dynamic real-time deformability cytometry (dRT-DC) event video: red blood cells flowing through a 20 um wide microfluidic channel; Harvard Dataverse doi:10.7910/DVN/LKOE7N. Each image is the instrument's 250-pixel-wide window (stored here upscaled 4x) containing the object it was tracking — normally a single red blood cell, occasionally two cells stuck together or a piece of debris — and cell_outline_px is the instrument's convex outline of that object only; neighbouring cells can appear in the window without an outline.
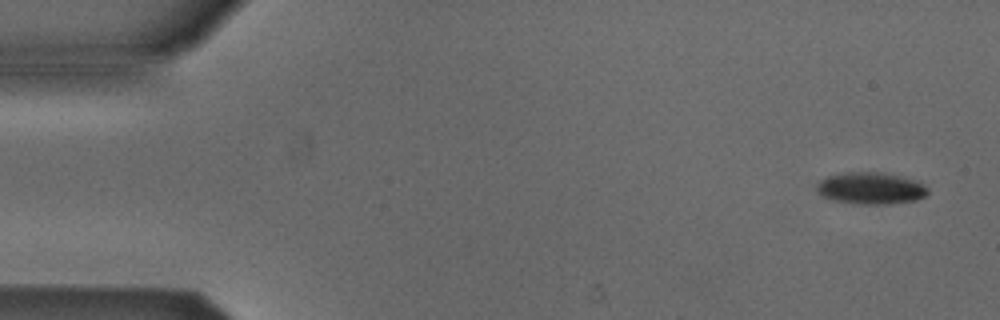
{"species": "Egyptian fruit bat (a non-hibernating species)", "species_latin": "Rousettus aegyptiacus", "temperature_condition": "cold", "stored_images_in_passage": 4, "camera_frame_rate_fps": 3000, "um_per_image_px": 0.085, "animal": {"sex": "male"}, "frame": {"image": 1, "passage_image": 1, "time_ms": 0.0, "image_size_px": [1000, 320], "cell_outline_px": [[928, 192], [924, 196], [916, 200], [888, 204], [856, 204], [836, 200], [824, 196], [816, 188], [820, 180], [828, 176], [848, 172], [884, 172], [900, 176], [912, 180], [928, 188]], "centroid_in_image_um": [74.02, 16.0], "position_along_channel_um": 11.0, "area_um2": 20.23}}
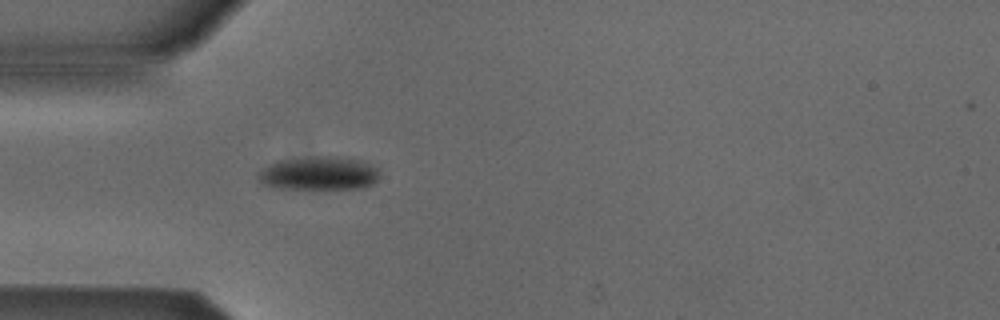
{"frame": {"image": 2, "passage_image": 4, "time_ms": 4.333, "image_size_px": [1000, 320], "cell_outline_px": [[380, 176], [372, 184], [364, 188], [280, 188], [260, 184], [256, 180], [256, 176], [260, 168], [276, 160], [320, 156], [336, 156], [360, 160], [376, 168]], "centroid_in_image_um": [27.02, 14.73], "position_along_channel_um": 58.0, "area_um2": 23.87}}